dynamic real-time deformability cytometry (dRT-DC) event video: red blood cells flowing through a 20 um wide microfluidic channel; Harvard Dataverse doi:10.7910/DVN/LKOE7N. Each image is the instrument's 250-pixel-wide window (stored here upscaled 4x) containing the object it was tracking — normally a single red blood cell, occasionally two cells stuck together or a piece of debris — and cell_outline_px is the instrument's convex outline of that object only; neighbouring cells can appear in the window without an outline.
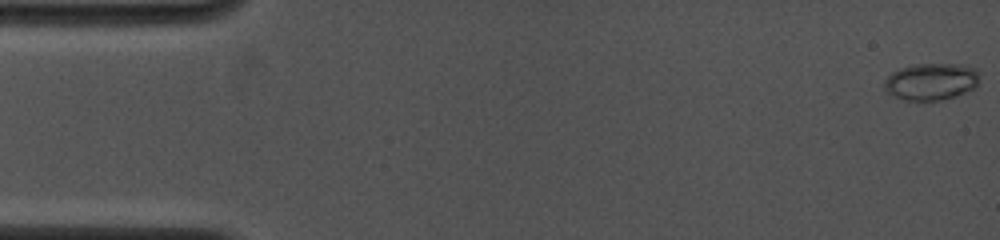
{"species": "common noctule bat (a hibernating species)", "species_latin": "Nyctalus noctula", "temperature_condition": "cold", "stored_images_in_passage": 52, "camera_frame_rate_fps": 4000, "um_per_image_px": 0.085, "animal": {"sex": "female", "body_mass_g": 19.0, "forearm_length_mm": 53.3}, "frame": {"image": 1, "passage_image": 1, "time_ms": 0.0, "image_size_px": [1000, 240], "cell_outline_px": [[980, 72], [976, 84], [972, 88], [964, 92], [940, 100], [904, 100], [888, 92], [884, 88], [884, 80], [892, 72], [900, 68], [916, 64], [960, 64], [976, 68]], "centroid_in_image_um": [79.14, 6.91], "position_along_channel_um": 5.9, "area_um2": 20.23}}
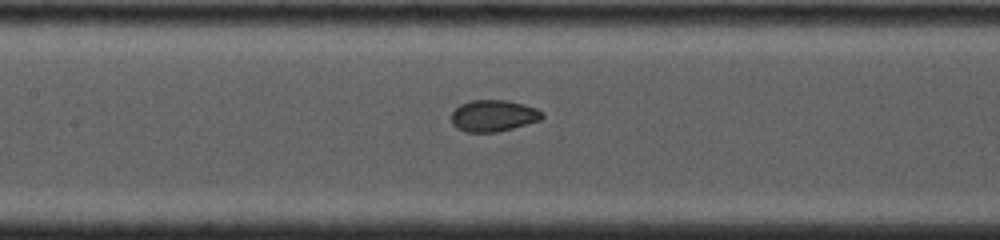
{"frame": {"image": 2, "passage_image": 27, "time_ms": 7.25, "image_size_px": [1000, 240], "cell_outline_px": [[544, 116], [540, 120], [512, 128], [496, 132], [464, 132], [456, 128], [452, 124], [452, 112], [460, 104], [472, 100], [508, 100], [524, 104], [536, 108], [544, 112]], "centroid_in_image_um": [41.94, 9.83], "position_along_channel_um": 165.5, "area_um2": 16.76}}
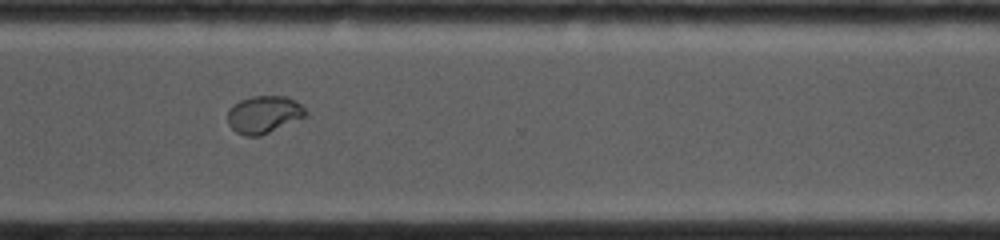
{"frame": {"image": 3, "passage_image": 51, "time_ms": 11.75, "image_size_px": [1000, 240], "cell_outline_px": [[308, 116], [260, 136], [244, 136], [236, 132], [228, 124], [228, 108], [232, 104], [240, 100], [252, 96], [284, 96], [300, 104], [308, 112]], "centroid_in_image_um": [22.41, 9.74], "position_along_channel_um": 348.2, "area_um2": 17.11}}